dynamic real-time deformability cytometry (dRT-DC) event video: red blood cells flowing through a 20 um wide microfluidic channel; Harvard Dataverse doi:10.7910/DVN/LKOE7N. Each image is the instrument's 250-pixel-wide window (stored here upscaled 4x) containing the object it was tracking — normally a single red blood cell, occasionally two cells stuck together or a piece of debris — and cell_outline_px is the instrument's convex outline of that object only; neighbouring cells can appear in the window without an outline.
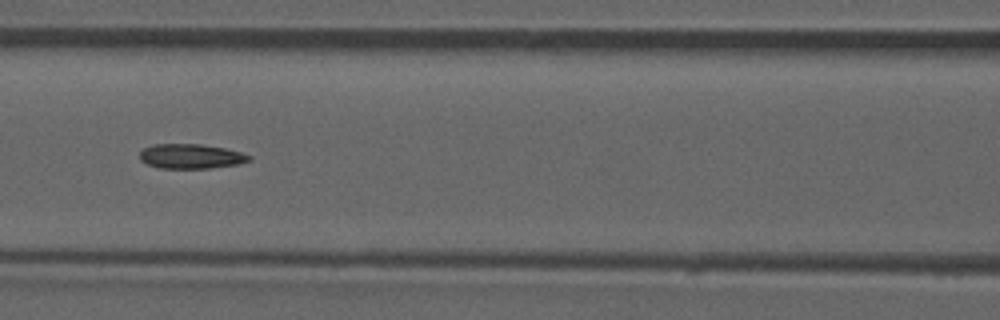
{"species": "common noctule bat (a hibernating species)", "species_latin": "Nyctalus noctula", "temperature_condition": "room temperature", "stored_images_in_passage": 51, "camera_frame_rate_fps": 3000, "um_per_image_px": 0.085, "animal": {"sex": "male", "forearm_length_mm": 52.5}, "frame": {"image": 1, "passage_image": 22, "time_ms": 7.0, "image_size_px": [1000, 320], "cell_outline_px": [[252, 160], [240, 164], [208, 168], [160, 168], [148, 164], [140, 160], [140, 152], [144, 148], [152, 144], [200, 144], [224, 148], [240, 152], [252, 156]], "centroid_in_image_um": [16.24, 13.28], "position_along_channel_um": 150.4, "area_um2": 15.72}, "authors_computed_cell_mechanics": {"area_um2": 15.895, "velocity_mm_per_s": 3.9268, "shape_relaxation_time_tau1_ms": null, "shape_relaxation_time_tau2_ms": 5.015, "deformation_change_tau1": null, "deformation_change_tau2": 0.112}}